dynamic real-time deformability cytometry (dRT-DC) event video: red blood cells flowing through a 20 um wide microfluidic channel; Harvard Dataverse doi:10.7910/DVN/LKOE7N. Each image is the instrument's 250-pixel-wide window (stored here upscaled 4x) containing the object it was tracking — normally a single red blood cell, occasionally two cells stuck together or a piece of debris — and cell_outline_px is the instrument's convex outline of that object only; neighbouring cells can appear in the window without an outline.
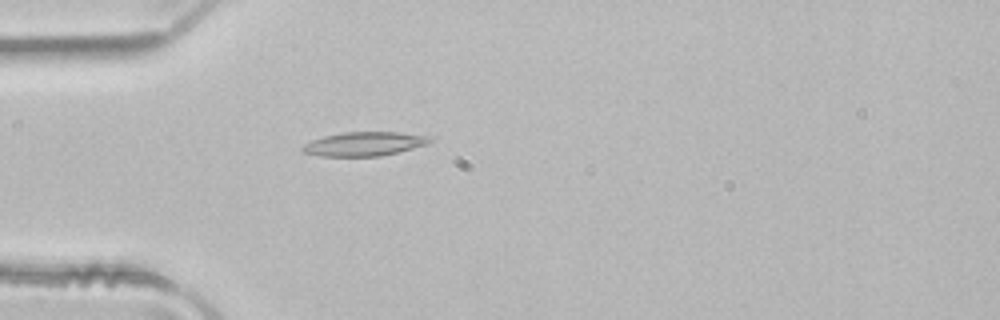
{"species": "common noctule bat (a hibernating species)", "species_latin": "Nyctalus noctula", "temperature_condition": "room temperature", "stored_images_in_passage": 3, "camera_frame_rate_fps": 3000, "um_per_image_px": 0.085, "animal": {"sex": "male", "body_mass_g": 21.5, "forearm_length_mm": 52.0}, "frame": {"image": 1, "passage_image": 3, "time_ms": 0.667, "image_size_px": [1000, 320], "cell_outline_px": [[432, 140], [428, 144], [380, 156], [320, 156], [304, 152], [300, 148], [304, 144], [312, 140], [324, 136], [344, 132], [400, 132], [432, 136]], "centroid_in_image_um": [30.98, 12.22], "position_along_channel_um": 54.0, "area_um2": 17.74}}